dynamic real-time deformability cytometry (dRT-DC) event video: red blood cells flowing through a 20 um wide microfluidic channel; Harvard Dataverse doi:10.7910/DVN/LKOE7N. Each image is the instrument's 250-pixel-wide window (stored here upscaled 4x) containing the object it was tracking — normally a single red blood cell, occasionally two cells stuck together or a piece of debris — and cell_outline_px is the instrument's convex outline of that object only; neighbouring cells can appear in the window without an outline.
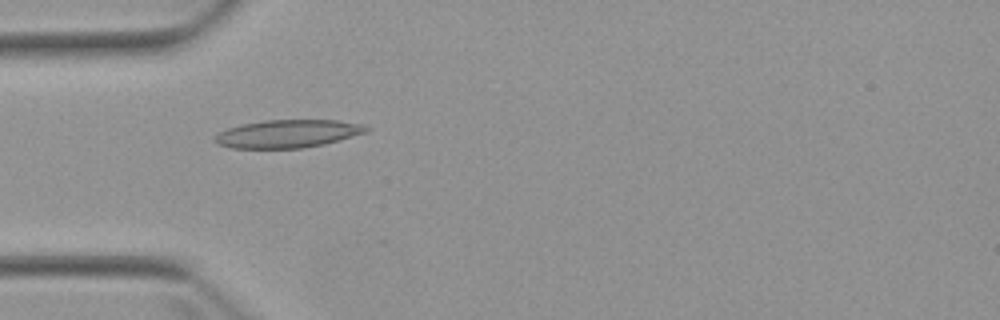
{"species": "Egyptian fruit bat (a non-hibernating species)", "species_latin": "Rousettus aegyptiacus", "temperature_condition": "warm", "stored_images_in_passage": 5, "camera_frame_rate_fps": 3000, "um_per_image_px": 0.085, "animal": {"sex": "female"}, "frame": {"image": 1, "passage_image": 4, "time_ms": 4.333, "image_size_px": [1000, 320], "cell_outline_px": [[372, 128], [368, 132], [340, 140], [324, 144], [300, 148], [232, 148], [216, 144], [212, 140], [212, 136], [228, 128], [240, 124], [264, 120], [336, 120], [364, 124]], "centroid_in_image_um": [24.46, 11.36], "position_along_channel_um": 60.5, "area_um2": 24.97}}
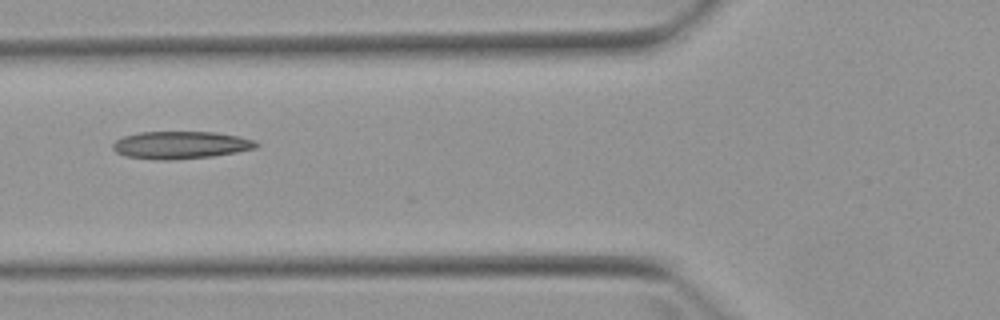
{"frame": {"image": 2, "passage_image": 5, "time_ms": 5.667, "image_size_px": [1000, 320], "cell_outline_px": [[260, 144], [256, 148], [236, 152], [212, 156], [172, 160], [156, 160], [128, 156], [116, 152], [112, 148], [112, 144], [116, 140], [124, 136], [140, 132], [212, 132], [240, 136], [256, 140]], "centroid_in_image_um": [15.38, 12.32], "position_along_channel_um": 110.4, "area_um2": 23.0}}